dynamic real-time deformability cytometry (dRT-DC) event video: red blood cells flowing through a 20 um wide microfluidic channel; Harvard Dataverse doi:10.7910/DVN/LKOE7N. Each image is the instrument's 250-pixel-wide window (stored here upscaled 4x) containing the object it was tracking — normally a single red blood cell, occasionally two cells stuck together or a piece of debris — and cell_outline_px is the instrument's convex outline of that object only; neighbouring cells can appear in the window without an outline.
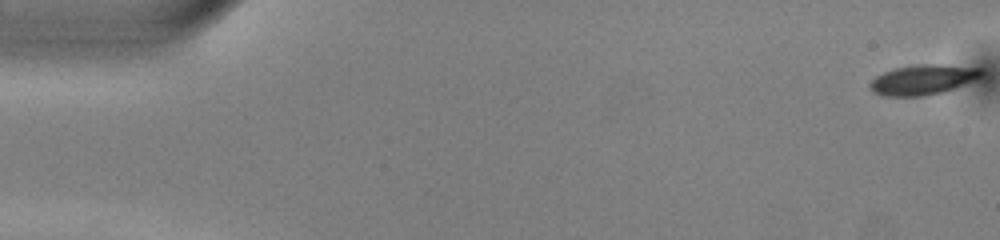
{"species": "common noctule bat (a hibernating species)", "species_latin": "Nyctalus noctula", "temperature_condition": "warm", "stored_images_in_passage": 48, "camera_frame_rate_fps": 3000, "um_per_image_px": 0.085, "animal": {"sex": "male", "body_mass_g": 13.0, "forearm_length_mm": 53.1}, "frame": {"image": 1, "passage_image": 1, "time_ms": 0.0, "image_size_px": [1000, 240], "cell_outline_px": [[984, 72], [980, 76], [972, 80], [944, 92], [920, 96], [884, 96], [872, 92], [868, 88], [868, 84], [876, 76], [892, 68], [912, 64], [940, 64], [980, 68]], "centroid_in_image_um": [78.37, 6.76], "position_along_channel_um": 6.6, "area_um2": 19.54}}
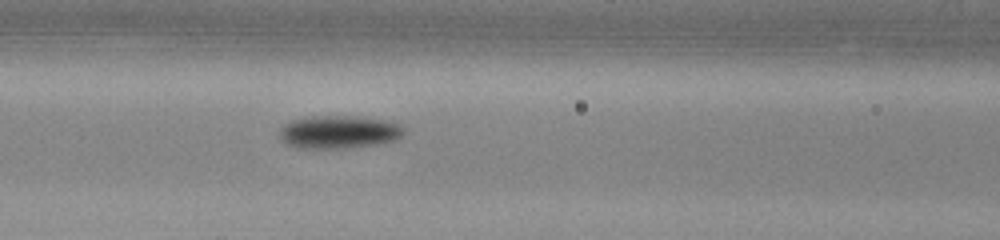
{"frame": {"image": 2, "passage_image": 22, "time_ms": 7.0, "image_size_px": [1000, 240], "cell_outline_px": [[404, 136], [396, 140], [376, 144], [344, 148], [296, 148], [284, 144], [280, 140], [280, 128], [284, 124], [292, 120], [304, 116], [356, 116], [388, 120], [400, 124], [404, 128]], "centroid_in_image_um": [28.79, 11.21], "position_along_channel_um": 137.8, "area_um2": 24.33}}
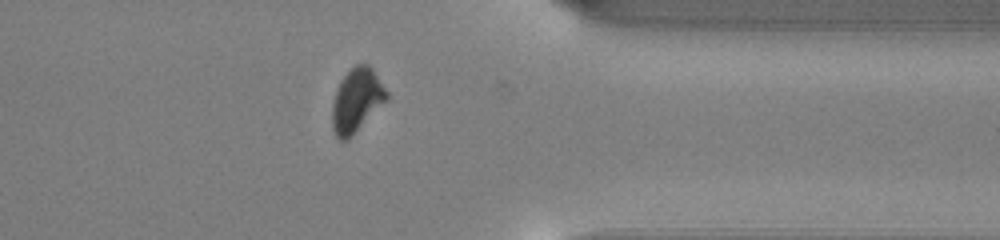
{"frame": {"image": 3, "passage_image": 41, "time_ms": 13.333, "image_size_px": [1000, 240], "cell_outline_px": [[388, 100], [348, 140], [340, 140], [336, 136], [332, 128], [332, 104], [340, 80], [356, 64], [368, 64], [372, 68], [388, 92]], "centroid_in_image_um": [30.33, 8.54], "position_along_channel_um": 381.1, "area_um2": 20.23}, "authors_computed_cell_mechanics": {"area_um2": 21.1259, "velocity_mm_per_s": 4.0196, "shape_relaxation_time_tau1_ms": 1.8075, "shape_relaxation_time_tau2_ms": null, "deformation_change_tau1": 0.1106, "deformation_change_tau2": null}}